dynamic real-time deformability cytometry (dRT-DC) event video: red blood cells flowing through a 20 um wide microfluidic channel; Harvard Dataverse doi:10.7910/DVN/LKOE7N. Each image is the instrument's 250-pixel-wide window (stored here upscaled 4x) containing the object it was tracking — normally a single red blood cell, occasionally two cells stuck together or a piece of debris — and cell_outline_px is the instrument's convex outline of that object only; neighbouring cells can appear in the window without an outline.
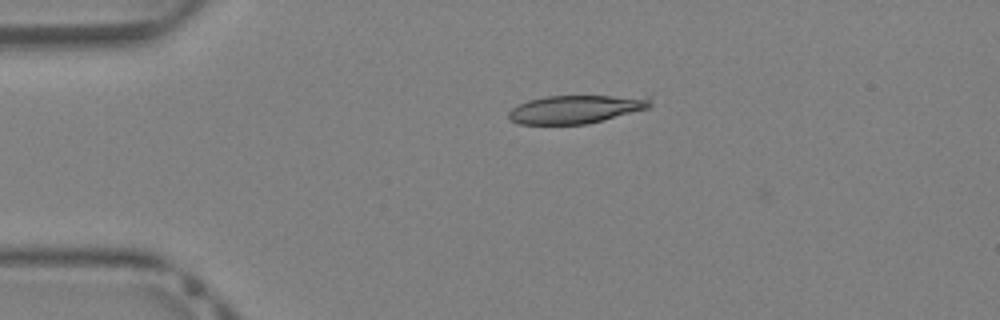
{"species": "Egyptian fruit bat (a non-hibernating species)", "species_latin": "Rousettus aegyptiacus", "temperature_condition": "warm", "stored_images_in_passage": 3, "camera_frame_rate_fps": 3000, "um_per_image_px": 0.085, "animal": {"sex": "female"}, "frame": {"image": 1, "passage_image": 1, "time_ms": 0.0, "image_size_px": [1000, 320], "cell_outline_px": [[652, 104], [648, 108], [604, 120], [588, 124], [520, 124], [512, 120], [508, 116], [508, 112], [512, 108], [528, 100], [544, 96], [648, 96], [652, 100]], "centroid_in_image_um": [48.97, 9.28], "position_along_channel_um": 36.0, "area_um2": 23.29}}